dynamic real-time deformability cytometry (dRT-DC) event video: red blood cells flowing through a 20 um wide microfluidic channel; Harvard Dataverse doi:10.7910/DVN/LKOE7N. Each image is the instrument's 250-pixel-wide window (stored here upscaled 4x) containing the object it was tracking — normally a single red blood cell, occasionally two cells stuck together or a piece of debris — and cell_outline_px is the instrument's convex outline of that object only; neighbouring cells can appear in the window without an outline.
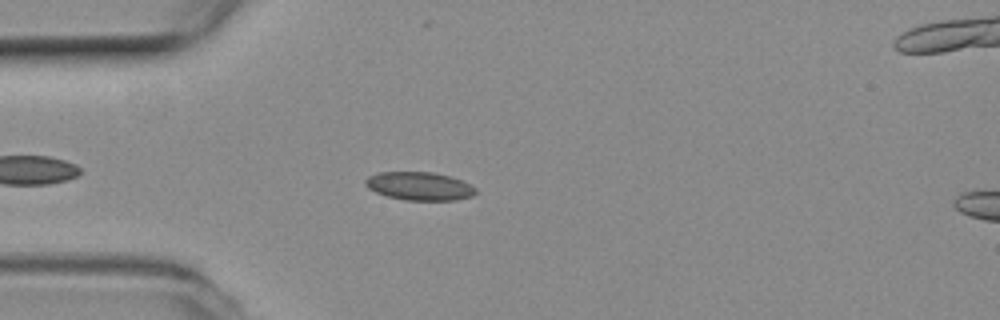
{"species": "common noctule bat (a hibernating species)", "species_latin": "Nyctalus noctula", "temperature_condition": "room temperature", "stored_images_in_passage": 46, "camera_frame_rate_fps": 3000, "um_per_image_px": 0.085, "animal": {"sex": "female", "body_mass_g": 19.3, "forearm_length_mm": 54.1}, "frame": {"image": 1, "passage_image": 7, "time_ms": 2.0, "image_size_px": [1000, 320], "cell_outline_px": [[476, 192], [472, 196], [456, 200], [404, 200], [388, 196], [376, 192], [368, 188], [364, 184], [364, 180], [368, 176], [380, 172], [432, 172], [448, 176], [472, 184], [476, 188]], "centroid_in_image_um": [35.64, 15.82], "position_along_channel_um": 49.4, "area_um2": 18.15}}
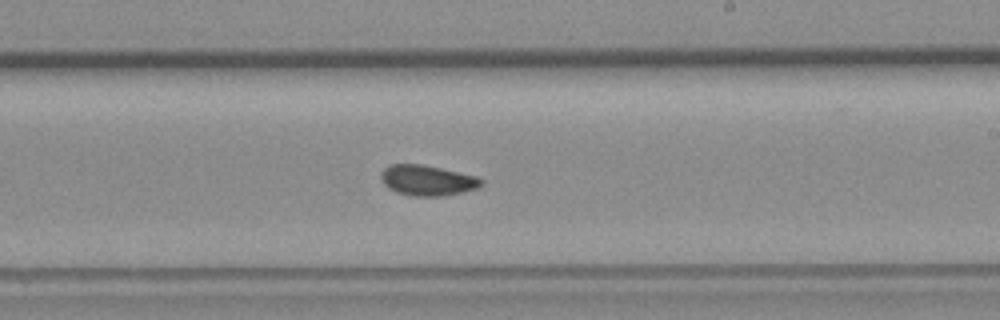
{"frame": {"image": 2, "passage_image": 24, "time_ms": 7.667, "image_size_px": [1000, 320], "cell_outline_px": [[484, 184], [476, 188], [444, 196], [416, 196], [396, 192], [388, 188], [380, 180], [380, 176], [384, 168], [392, 164], [420, 164], [440, 168], [476, 176], [484, 180]], "centroid_in_image_um": [36.31, 15.33], "position_along_channel_um": 252.7, "area_um2": 17.69}}
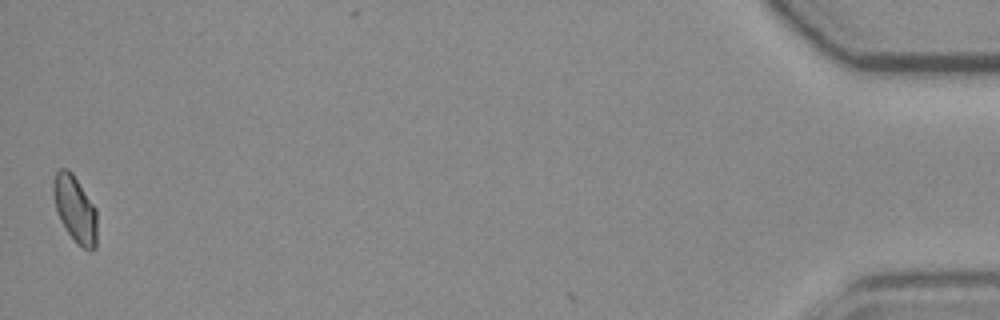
{"frame": {"image": 3, "passage_image": 46, "time_ms": 15.0, "image_size_px": [1000, 320], "cell_outline_px": [[96, 248], [92, 252], [88, 252], [76, 244], [60, 220], [56, 212], [52, 192], [52, 184], [56, 172], [60, 168], [68, 168], [72, 172], [96, 208]], "centroid_in_image_um": [6.37, 17.79], "position_along_channel_um": 428.8, "area_um2": 17.28}, "authors_computed_cell_mechanics": {"area_um2": 17.6579, "velocity_mm_per_s": 3.7958, "shape_relaxation_time_tau1_ms": null, "shape_relaxation_time_tau2_ms": 2.8742, "deformation_change_tau1": null, "deformation_change_tau2": 0.0558}}